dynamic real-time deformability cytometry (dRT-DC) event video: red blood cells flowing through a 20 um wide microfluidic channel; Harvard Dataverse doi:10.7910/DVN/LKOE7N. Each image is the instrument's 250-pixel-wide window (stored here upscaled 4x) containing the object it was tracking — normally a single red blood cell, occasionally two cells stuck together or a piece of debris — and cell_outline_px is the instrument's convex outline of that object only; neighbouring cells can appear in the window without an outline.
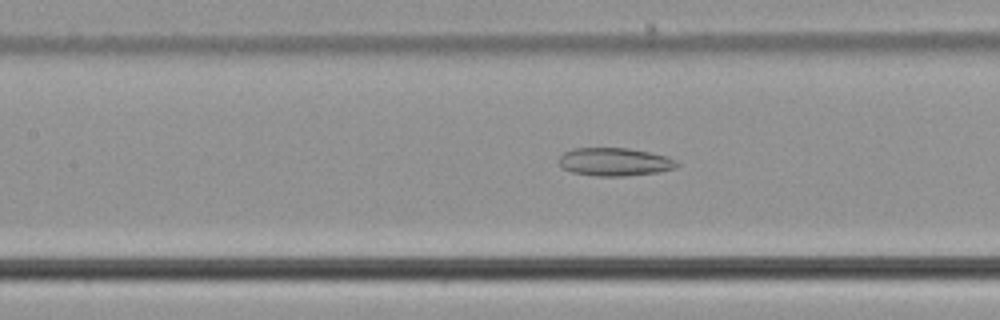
{"species": "common noctule bat (a hibernating species)", "species_latin": "Nyctalus noctula", "temperature_condition": "cold", "stored_images_in_passage": 41, "camera_frame_rate_fps": 3000, "um_per_image_px": 0.085, "animal": {"sex": "male", "body_mass_g": 21.5, "forearm_length_mm": 52.0}, "frame": {"image": 1, "passage_image": 11, "time_ms": 3.333, "image_size_px": [1000, 320], "cell_outline_px": [[680, 164], [676, 168], [660, 172], [624, 176], [596, 176], [572, 172], [560, 168], [560, 156], [564, 152], [572, 148], [628, 148], [648, 152], [664, 156]], "centroid_in_image_um": [52.21, 13.76], "position_along_channel_um": 155.2, "area_um2": 19.25}}
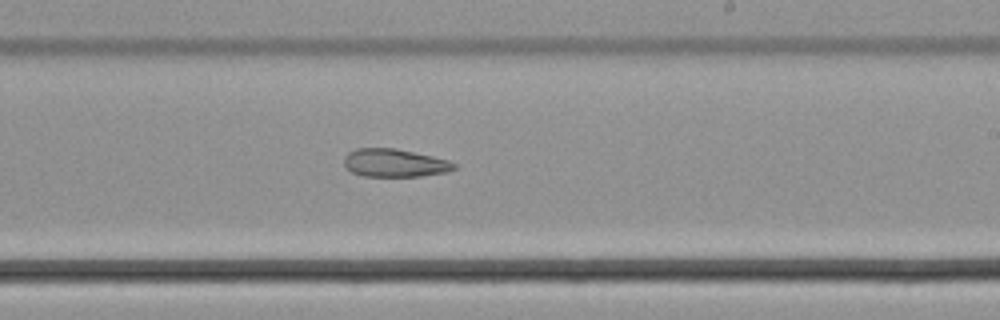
{"frame": {"image": 2, "passage_image": 19, "time_ms": 6.0, "image_size_px": [1000, 320], "cell_outline_px": [[456, 168], [448, 172], [420, 176], [364, 176], [352, 172], [344, 164], [344, 156], [348, 152], [356, 148], [396, 148], [432, 156], [448, 160], [456, 164]], "centroid_in_image_um": [33.54, 13.84], "position_along_channel_um": 255.5, "area_um2": 17.98}}
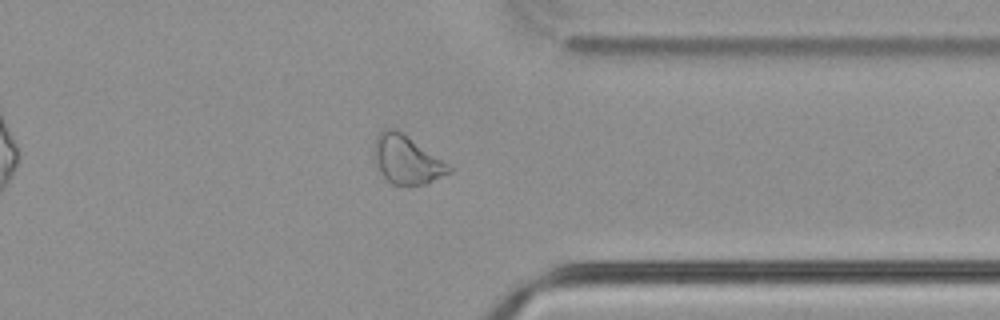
{"frame": {"image": 3, "passage_image": 29, "time_ms": 9.333, "image_size_px": [1000, 320], "cell_outline_px": [[452, 172], [424, 184], [392, 184], [376, 168], [372, 156], [376, 136], [384, 128], [396, 128], [448, 164], [452, 168]], "centroid_in_image_um": [34.51, 13.55], "position_along_channel_um": 376.9, "area_um2": 20.98}}